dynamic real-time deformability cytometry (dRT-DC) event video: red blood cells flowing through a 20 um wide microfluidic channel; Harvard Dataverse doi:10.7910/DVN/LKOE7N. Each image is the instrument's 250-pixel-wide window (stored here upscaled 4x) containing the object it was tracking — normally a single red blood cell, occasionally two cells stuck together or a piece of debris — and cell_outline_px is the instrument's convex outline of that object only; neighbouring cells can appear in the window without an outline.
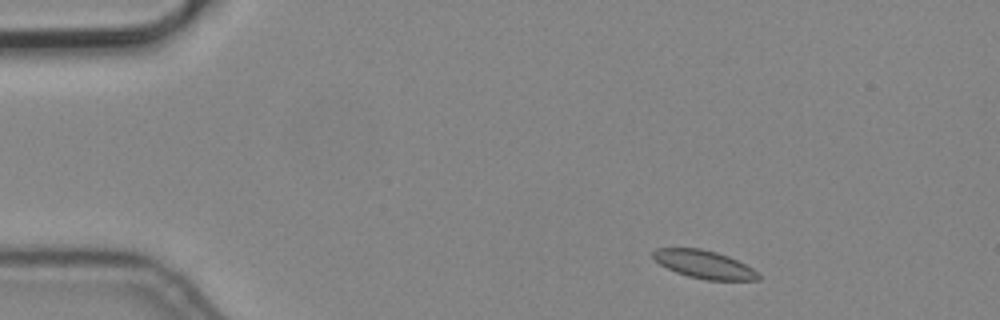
{"species": "common noctule bat (a hibernating species)", "species_latin": "Nyctalus noctula", "temperature_condition": "cold", "stored_images_in_passage": 3, "camera_frame_rate_fps": 3000, "um_per_image_px": 0.085, "animal": {"sex": "male", "body_mass_g": 19.2, "forearm_length_mm": 51.8}, "frame": {"image": 1, "passage_image": 1, "time_ms": 0.0, "image_size_px": [1000, 320], "cell_outline_px": [[760, 280], [708, 280], [688, 276], [676, 272], [660, 264], [652, 256], [652, 252], [656, 248], [700, 248], [716, 252], [728, 256], [752, 268], [760, 276]], "centroid_in_image_um": [59.84, 22.47], "position_along_channel_um": 25.2, "area_um2": 16.99}}